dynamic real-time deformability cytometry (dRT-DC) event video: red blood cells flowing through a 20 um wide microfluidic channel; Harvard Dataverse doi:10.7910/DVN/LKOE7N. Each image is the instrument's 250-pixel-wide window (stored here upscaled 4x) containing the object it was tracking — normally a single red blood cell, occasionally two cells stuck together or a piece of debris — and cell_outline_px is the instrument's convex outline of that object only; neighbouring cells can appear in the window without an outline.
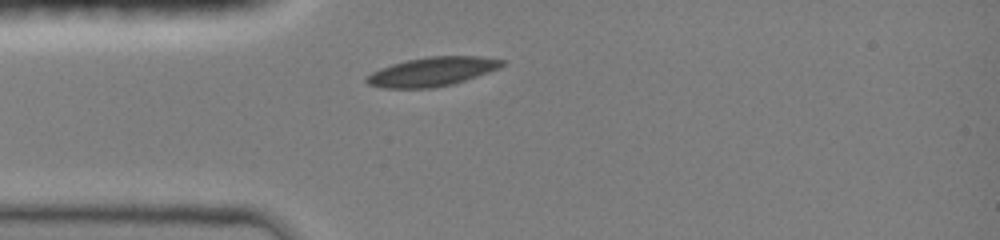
{"species": "common noctule bat (a hibernating species)", "species_latin": "Nyctalus noctula", "temperature_condition": "room temperature", "stored_images_in_passage": 32, "camera_frame_rate_fps": 3000, "um_per_image_px": 0.085, "animal": {"sex": "female", "body_mass_g": 19.0, "forearm_length_mm": 51.5}, "frame": {"image": 1, "passage_image": 1, "time_ms": 0.0, "image_size_px": [1000, 240], "cell_outline_px": [[504, 64], [488, 72], [452, 84], [432, 88], [384, 88], [368, 84], [364, 80], [364, 76], [380, 68], [392, 64], [408, 60], [428, 56], [480, 56], [504, 60]], "centroid_in_image_um": [36.67, 6.09], "position_along_channel_um": 48.3, "area_um2": 22.72}}
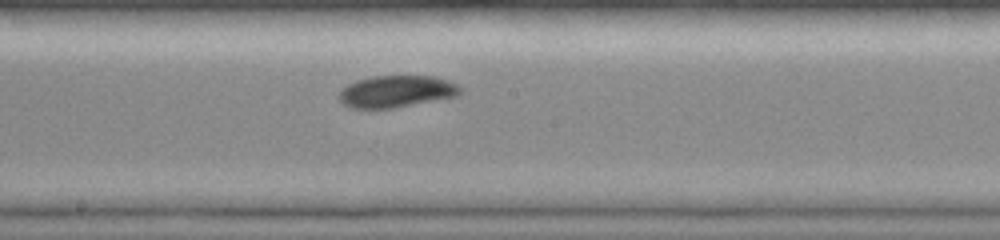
{"frame": {"image": 2, "passage_image": 15, "time_ms": 4.333, "image_size_px": [1000, 240], "cell_outline_px": [[464, 88], [456, 96], [392, 108], [348, 108], [340, 100], [340, 92], [348, 84], [356, 80], [372, 76], [432, 76], [448, 80], [460, 84]], "centroid_in_image_um": [33.72, 7.76], "position_along_channel_um": 214.5, "area_um2": 22.43}}
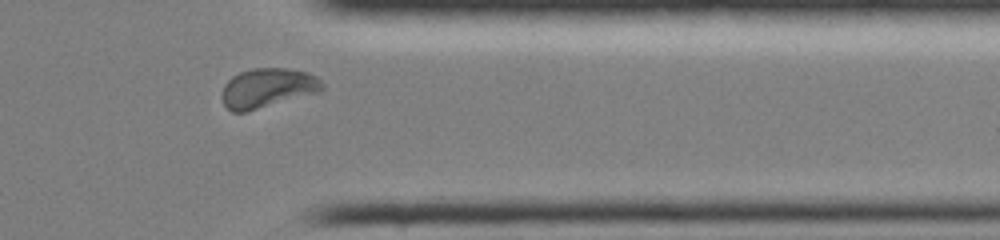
{"frame": {"image": 3, "passage_image": 28, "time_ms": 8.667, "image_size_px": [1000, 240], "cell_outline_px": [[324, 88], [320, 92], [248, 112], [232, 112], [224, 104], [220, 96], [224, 84], [232, 76], [240, 72], [252, 68], [288, 68], [308, 72], [316, 76], [324, 84]], "centroid_in_image_um": [22.74, 7.49], "position_along_channel_um": 388.7, "area_um2": 23.47}, "authors_computed_cell_mechanics": {"area_um2": 22.6287, "velocity_mm_per_s": 4.0042, "shape_relaxation_time_tau1_ms": 2.6438, "shape_relaxation_time_tau2_ms": null, "deformation_change_tau1": 0.086, "deformation_change_tau2": null}}